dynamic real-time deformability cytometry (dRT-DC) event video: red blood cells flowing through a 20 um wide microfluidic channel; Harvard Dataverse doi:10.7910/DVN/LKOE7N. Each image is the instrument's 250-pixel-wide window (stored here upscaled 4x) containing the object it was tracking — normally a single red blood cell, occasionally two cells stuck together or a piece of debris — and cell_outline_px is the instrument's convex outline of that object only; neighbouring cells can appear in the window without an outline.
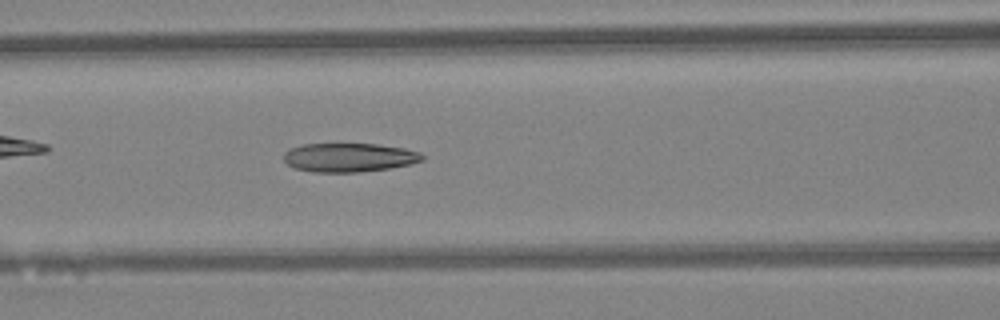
{"species": "Egyptian fruit bat (a non-hibernating species)", "species_latin": "Rousettus aegyptiacus", "temperature_condition": "warm", "stored_images_in_passage": 40, "camera_frame_rate_fps": 3000, "um_per_image_px": 0.085, "animal": {"sex": "female"}, "frame": {"image": 1, "passage_image": 19, "time_ms": 6.0, "image_size_px": [1000, 320], "cell_outline_px": [[424, 160], [412, 164], [388, 168], [360, 172], [312, 172], [296, 168], [288, 164], [284, 160], [284, 152], [288, 148], [304, 144], [376, 144], [404, 148], [420, 152], [424, 156]], "centroid_in_image_um": [29.68, 13.38], "position_along_channel_um": 136.9, "area_um2": 23.35}}
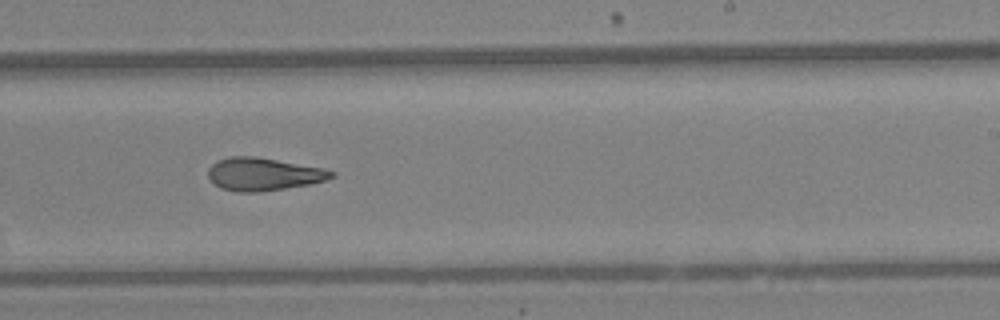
{"frame": {"image": 2, "passage_image": 28, "time_ms": 9.0, "image_size_px": [1000, 320], "cell_outline_px": [[336, 176], [324, 180], [308, 184], [260, 192], [236, 192], [220, 188], [208, 176], [208, 168], [216, 160], [228, 156], [256, 156], [324, 168], [336, 172]], "centroid_in_image_um": [22.37, 14.79], "position_along_channel_um": 266.6, "area_um2": 23.64}}
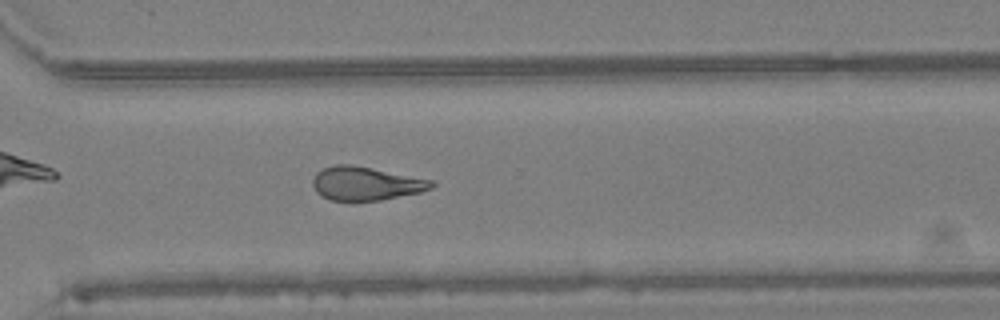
{"frame": {"image": 3, "passage_image": 33, "time_ms": 10.667, "image_size_px": [1000, 320], "cell_outline_px": [[436, 184], [432, 188], [420, 192], [380, 200], [332, 200], [320, 196], [316, 192], [312, 184], [312, 180], [316, 172], [324, 168], [336, 164], [352, 164], [432, 180]], "centroid_in_image_um": [31.07, 15.59], "position_along_channel_um": 339.5, "area_um2": 23.12}, "authors_computed_cell_mechanics": {"area_um2": 23.8136, "velocity_mm_per_s": 4.3516, "shape_relaxation_time_tau1_ms": null, "shape_relaxation_time_tau2_ms": 3.7592, "deformation_change_tau1": null, "deformation_change_tau2": 0.128}}